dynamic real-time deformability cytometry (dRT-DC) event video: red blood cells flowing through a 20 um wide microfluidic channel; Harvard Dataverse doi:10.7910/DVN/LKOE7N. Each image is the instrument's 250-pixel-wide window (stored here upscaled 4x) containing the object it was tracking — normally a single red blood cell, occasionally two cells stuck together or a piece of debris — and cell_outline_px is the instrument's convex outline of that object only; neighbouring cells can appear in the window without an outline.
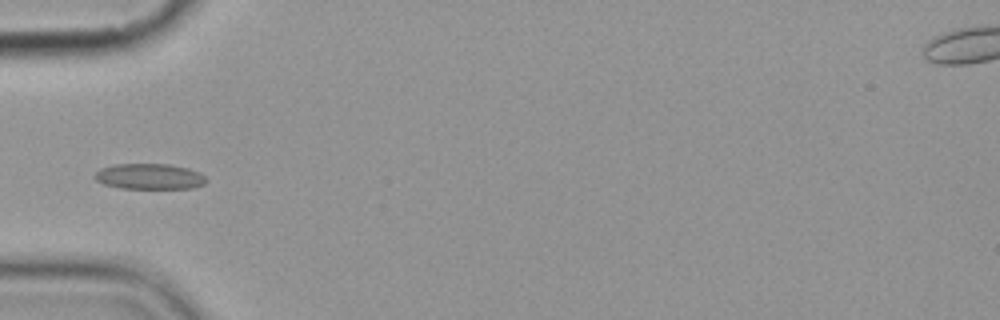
{"species": "common noctule bat (a hibernating species)", "species_latin": "Nyctalus noctula", "temperature_condition": "cold", "stored_images_in_passage": 7, "camera_frame_rate_fps": 3000, "um_per_image_px": 0.085, "animal": {"sex": "female", "body_mass_g": 19.9}, "frame": {"image": 1, "passage_image": 5, "time_ms": 4.667, "image_size_px": [1000, 320], "cell_outline_px": [[208, 180], [204, 184], [192, 188], [120, 188], [104, 184], [96, 180], [92, 176], [100, 168], [112, 164], [168, 164], [188, 168], [200, 172]], "centroid_in_image_um": [12.69, 14.99], "position_along_channel_um": 72.3, "area_um2": 16.76}}
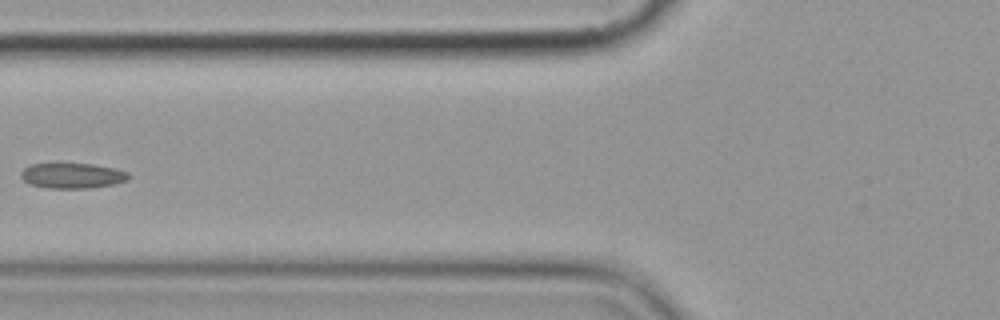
{"frame": {"image": 2, "passage_image": 6, "time_ms": 6.0, "image_size_px": [1000, 320], "cell_outline_px": [[128, 180], [112, 184], [88, 188], [48, 188], [28, 184], [20, 176], [20, 172], [24, 168], [32, 164], [92, 164], [112, 168], [128, 172]], "centroid_in_image_um": [6.1, 14.94], "position_along_channel_um": 119.7, "area_um2": 15.66}}
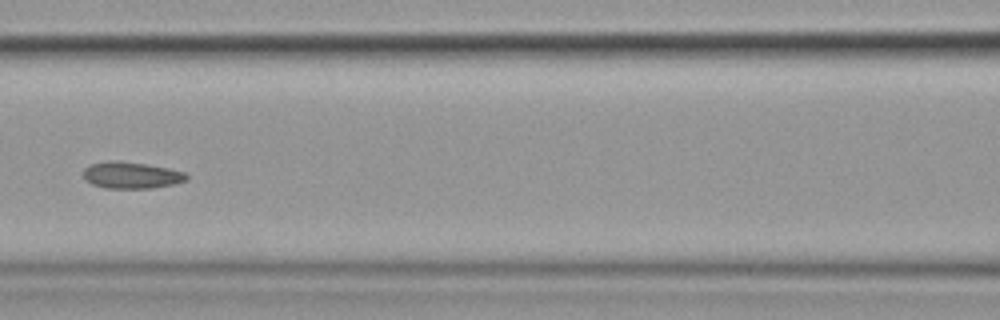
{"frame": {"image": 3, "passage_image": 7, "time_ms": 7.0, "image_size_px": [1000, 320], "cell_outline_px": [[188, 180], [172, 184], [152, 188], [104, 188], [92, 184], [84, 180], [84, 168], [88, 164], [112, 160], [120, 160], [168, 168], [184, 172], [188, 176]], "centroid_in_image_um": [11.12, 14.88], "position_along_channel_um": 155.5, "area_um2": 16.07}}